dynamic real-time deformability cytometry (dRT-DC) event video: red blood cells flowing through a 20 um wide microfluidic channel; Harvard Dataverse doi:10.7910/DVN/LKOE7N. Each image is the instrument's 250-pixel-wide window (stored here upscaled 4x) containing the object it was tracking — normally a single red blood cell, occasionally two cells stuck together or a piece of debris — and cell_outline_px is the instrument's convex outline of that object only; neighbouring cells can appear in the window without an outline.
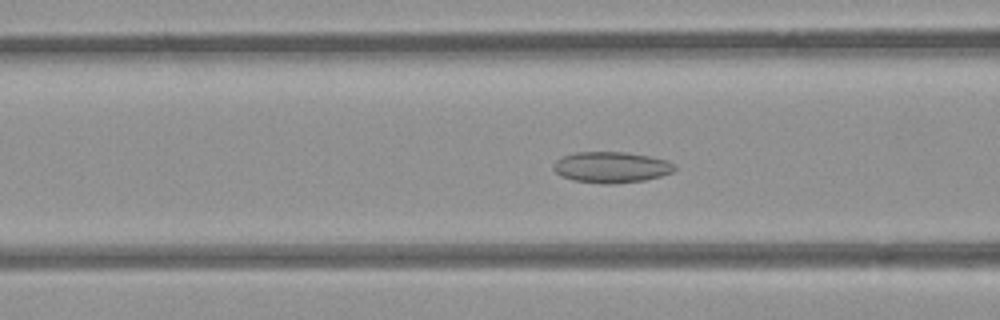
{"species": "common noctule bat (a hibernating species)", "species_latin": "Nyctalus noctula", "temperature_condition": "room temperature", "stored_images_in_passage": 52, "camera_frame_rate_fps": 3000, "um_per_image_px": 0.085, "animal": {"sex": "female", "body_mass_g": 21.9}, "frame": {"image": 1, "passage_image": 19, "time_ms": 6.0, "image_size_px": [1000, 320], "cell_outline_px": [[676, 168], [672, 172], [660, 176], [644, 180], [616, 184], [600, 184], [572, 180], [560, 176], [552, 168], [556, 160], [564, 156], [576, 152], [624, 152], [648, 156], [668, 160], [676, 164]], "centroid_in_image_um": [51.96, 14.22], "position_along_channel_um": 114.6, "area_um2": 22.02}}
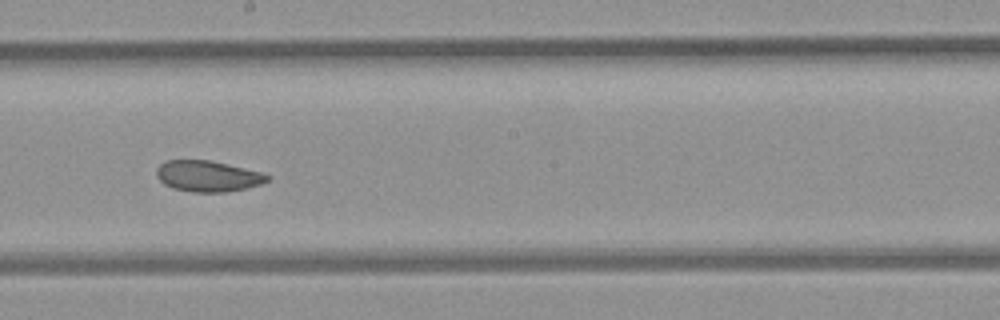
{"frame": {"image": 2, "passage_image": 28, "time_ms": 9.0, "image_size_px": [1000, 320], "cell_outline_px": [[272, 180], [248, 188], [224, 192], [192, 192], [172, 188], [164, 184], [156, 176], [156, 168], [164, 160], [208, 160], [260, 172], [272, 176]], "centroid_in_image_um": [17.65, 14.98], "position_along_channel_um": 230.5, "area_um2": 20.06}}
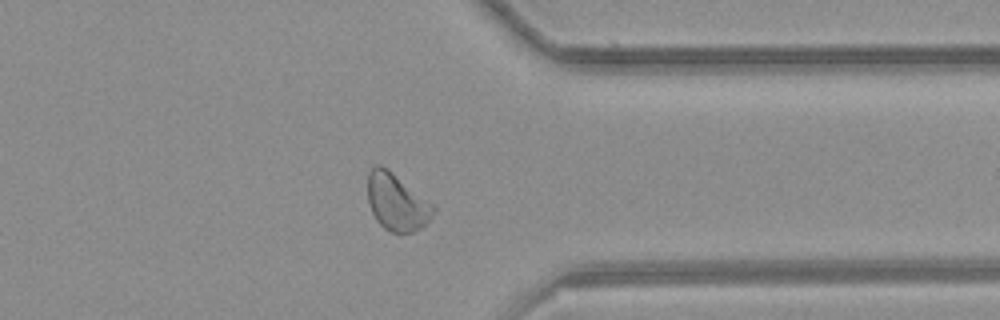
{"frame": {"image": 3, "passage_image": 40, "time_ms": 13.0, "image_size_px": [1000, 320], "cell_outline_px": [[436, 208], [432, 216], [420, 228], [412, 232], [392, 232], [384, 228], [376, 220], [368, 204], [368, 172], [376, 164], [380, 164], [392, 172], [432, 204]], "centroid_in_image_um": [33.69, 17.18], "position_along_channel_um": 377.7, "area_um2": 21.39}, "authors_computed_cell_mechanics": {"area_um2": 22.0507, "velocity_mm_per_s": 3.8569, "shape_relaxation_time_tau1_ms": null, "shape_relaxation_time_tau2_ms": 2.9246, "deformation_change_tau1": null, "deformation_change_tau2": 0.0883}}